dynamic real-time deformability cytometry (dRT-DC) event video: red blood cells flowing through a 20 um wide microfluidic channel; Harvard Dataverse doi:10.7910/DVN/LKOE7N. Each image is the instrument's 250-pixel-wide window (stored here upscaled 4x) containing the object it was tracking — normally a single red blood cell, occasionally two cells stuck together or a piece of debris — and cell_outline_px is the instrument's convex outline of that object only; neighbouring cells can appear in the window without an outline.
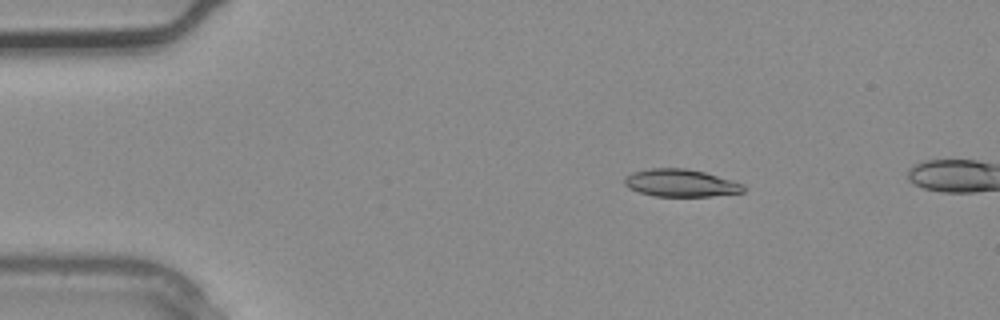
{"species": "common noctule bat (a hibernating species)", "species_latin": "Nyctalus noctula", "temperature_condition": "warm", "stored_images_in_passage": 2, "camera_frame_rate_fps": 3000, "um_per_image_px": 0.085, "animal": {"sex": "male", "body_mass_g": 20.4}, "frame": {"image": 1, "passage_image": 1, "time_ms": 0.0, "image_size_px": [1000, 320], "cell_outline_px": [[748, 188], [744, 192], [712, 196], [652, 196], [628, 188], [624, 184], [624, 176], [632, 172], [648, 168], [684, 168], [704, 172], [744, 184]], "centroid_in_image_um": [57.85, 15.55], "position_along_channel_um": 27.2, "area_um2": 19.19}}